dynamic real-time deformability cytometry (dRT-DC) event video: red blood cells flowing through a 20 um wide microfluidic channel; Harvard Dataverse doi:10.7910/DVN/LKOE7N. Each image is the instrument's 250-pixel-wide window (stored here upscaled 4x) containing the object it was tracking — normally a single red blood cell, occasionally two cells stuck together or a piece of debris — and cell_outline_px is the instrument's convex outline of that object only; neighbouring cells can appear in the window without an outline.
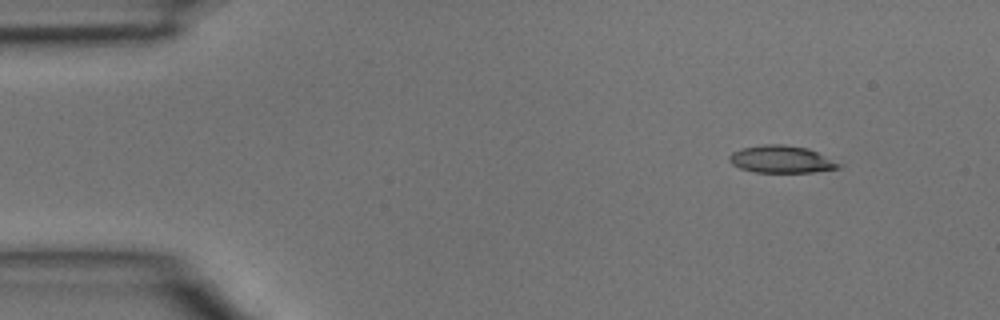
{"species": "common noctule bat (a hibernating species)", "species_latin": "Nyctalus noctula", "temperature_condition": "room temperature", "stored_images_in_passage": 31, "camera_frame_rate_fps": 3000, "um_per_image_px": 0.085, "animal": {"sex": "male", "body_mass_g": 15.6}, "frame": {"image": 1, "passage_image": 1, "time_ms": 0.0, "image_size_px": [1000, 320], "cell_outline_px": [[844, 164], [840, 168], [812, 172], [752, 172], [740, 168], [732, 164], [728, 160], [728, 156], [732, 152], [740, 148], [764, 144], [784, 144], [808, 148]], "centroid_in_image_um": [66.41, 13.53], "position_along_channel_um": 18.6, "area_um2": 17.63}}